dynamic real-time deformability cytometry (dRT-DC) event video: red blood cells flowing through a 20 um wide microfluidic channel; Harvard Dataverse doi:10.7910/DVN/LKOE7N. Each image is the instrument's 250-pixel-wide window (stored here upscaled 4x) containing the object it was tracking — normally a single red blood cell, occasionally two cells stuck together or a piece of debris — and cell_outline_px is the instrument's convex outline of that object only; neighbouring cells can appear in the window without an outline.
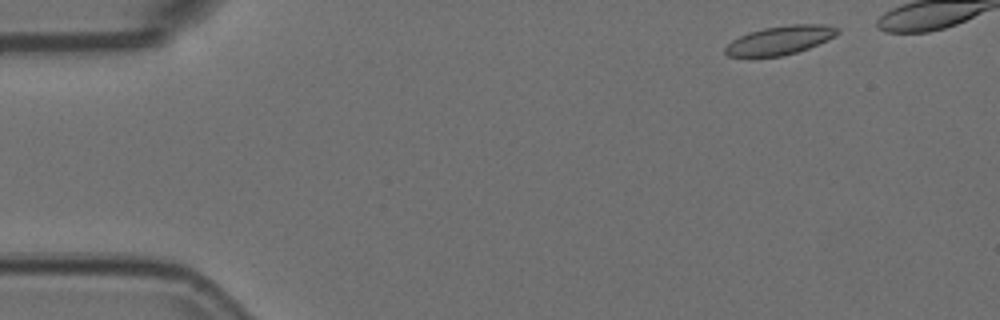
{"species": "Egyptian fruit bat (a non-hibernating species)", "species_latin": "Rousettus aegyptiacus", "temperature_condition": "room temperature", "stored_images_in_passage": 9, "camera_frame_rate_fps": 3000, "um_per_image_px": 0.085, "animal": {"sex": "female"}, "frame": {"image": 1, "passage_image": 1, "time_ms": 0.0, "image_size_px": [1000, 320], "cell_outline_px": [[840, 32], [836, 36], [828, 40], [808, 48], [796, 52], [780, 56], [752, 60], [728, 56], [724, 52], [724, 48], [732, 40], [748, 32], [764, 28], [792, 24], [824, 24], [840, 28]], "centroid_in_image_um": [66.25, 3.46], "position_along_channel_um": 18.8, "area_um2": 19.48}}